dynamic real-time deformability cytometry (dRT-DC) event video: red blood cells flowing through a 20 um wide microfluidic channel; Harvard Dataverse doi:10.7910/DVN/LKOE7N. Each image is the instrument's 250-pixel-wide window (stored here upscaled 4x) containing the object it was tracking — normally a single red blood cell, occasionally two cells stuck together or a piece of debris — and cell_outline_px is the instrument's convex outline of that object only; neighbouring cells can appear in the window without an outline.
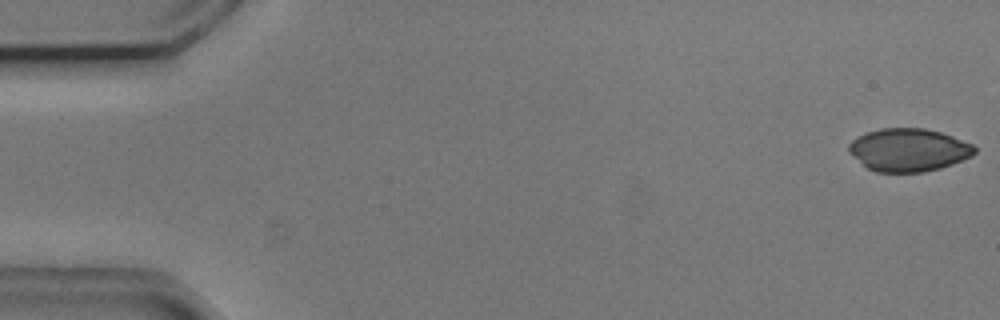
{"species": "common noctule bat (a hibernating species)", "species_latin": "Nyctalus noctula", "temperature_condition": "cold", "stored_images_in_passage": 54, "camera_frame_rate_fps": 3000, "um_per_image_px": 0.085, "animal": {"sex": "male", "body_mass_g": 20.5, "forearm_length_mm": 52.5}, "frame": {"image": 1, "passage_image": 1, "time_ms": 0.0, "image_size_px": [1000, 320], "cell_outline_px": [[976, 152], [972, 156], [952, 164], [940, 168], [924, 172], [876, 172], [868, 168], [848, 152], [848, 144], [856, 136], [880, 128], [924, 128], [940, 132], [952, 136], [972, 144], [976, 148]], "centroid_in_image_um": [77.22, 12.74], "position_along_channel_um": 7.8, "area_um2": 31.44}}
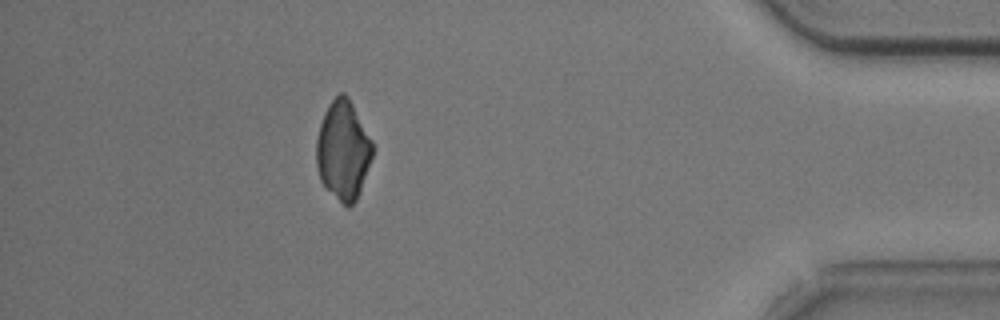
{"frame": {"image": 2, "passage_image": 48, "time_ms": 15.667, "image_size_px": [1000, 320], "cell_outline_px": [[372, 156], [356, 200], [348, 208], [320, 180], [316, 164], [316, 140], [320, 124], [324, 112], [328, 104], [340, 92], [344, 92], [348, 96], [372, 140]], "centroid_in_image_um": [29.15, 12.72], "position_along_channel_um": 406.1, "area_um2": 31.91}}